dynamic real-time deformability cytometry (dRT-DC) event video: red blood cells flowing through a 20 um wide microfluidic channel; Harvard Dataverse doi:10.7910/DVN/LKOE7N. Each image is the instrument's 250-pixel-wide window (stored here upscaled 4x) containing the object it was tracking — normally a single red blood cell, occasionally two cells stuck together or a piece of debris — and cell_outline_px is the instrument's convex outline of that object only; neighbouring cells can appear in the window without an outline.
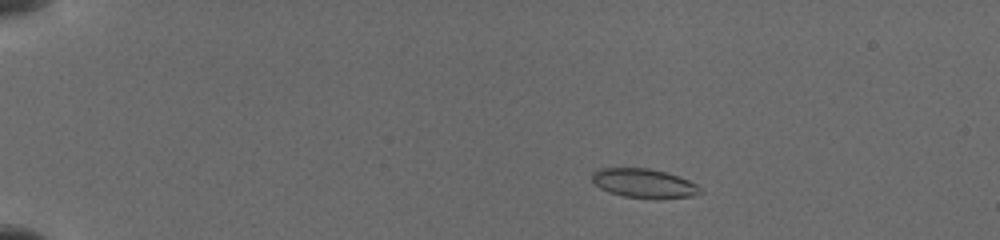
{"species": "common noctule bat (a hibernating species)", "species_latin": "Nyctalus noctula", "temperature_condition": "cold", "stored_images_in_passage": 55, "camera_frame_rate_fps": 3000, "um_per_image_px": 0.085, "animal": {"sex": "female", "body_mass_g": 19.5, "forearm_length_mm": 54.1}, "frame": {"image": 1, "passage_image": 13, "time_ms": 2.333, "image_size_px": [1000, 240], "cell_outline_px": [[704, 192], [692, 196], [624, 196], [608, 192], [600, 188], [592, 180], [592, 172], [600, 168], [648, 168], [664, 172], [688, 180], [696, 184]], "centroid_in_image_um": [54.68, 15.54], "position_along_channel_um": 30.3, "area_um2": 17.51}}
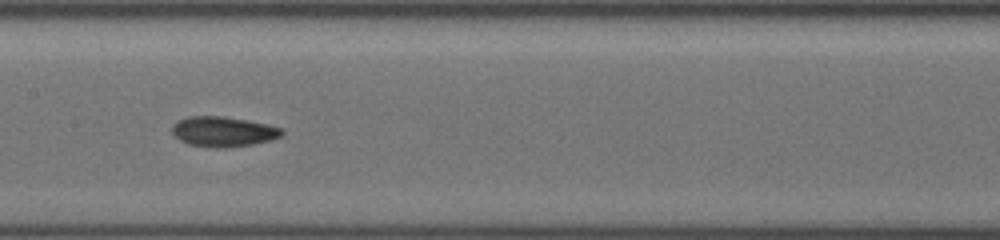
{"frame": {"image": 2, "passage_image": 40, "time_ms": 8.667, "image_size_px": [1000, 240], "cell_outline_px": [[284, 136], [272, 140], [252, 144], [224, 148], [216, 148], [188, 144], [180, 140], [172, 132], [172, 124], [176, 120], [188, 116], [224, 116], [268, 124], [284, 128]], "centroid_in_image_um": [19.0, 11.18], "position_along_channel_um": 188.4, "area_um2": 19.54}}
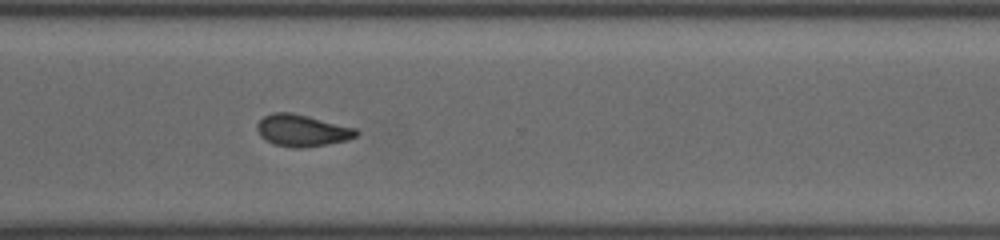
{"frame": {"image": 3, "passage_image": 55, "time_ms": 12.667, "image_size_px": [1000, 240], "cell_outline_px": [[360, 132], [356, 136], [348, 140], [328, 144], [304, 148], [292, 148], [272, 144], [260, 136], [256, 128], [256, 124], [264, 116], [272, 112], [292, 112], [356, 128]], "centroid_in_image_um": [25.66, 11.1], "position_along_channel_um": 344.9, "area_um2": 18.61}}